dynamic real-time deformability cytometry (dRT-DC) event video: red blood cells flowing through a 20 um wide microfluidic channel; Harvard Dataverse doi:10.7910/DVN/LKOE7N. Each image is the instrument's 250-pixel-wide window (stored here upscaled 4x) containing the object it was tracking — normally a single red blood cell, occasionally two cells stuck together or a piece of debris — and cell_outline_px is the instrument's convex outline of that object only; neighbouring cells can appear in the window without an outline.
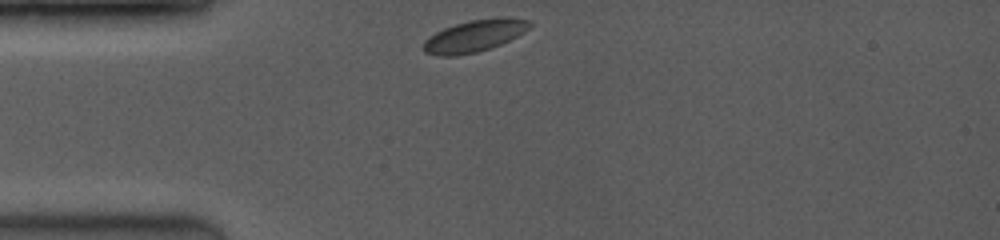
{"species": "common noctule bat (a hibernating species)", "species_latin": "Nyctalus noctula", "temperature_condition": "room temperature", "stored_images_in_passage": 40, "camera_frame_rate_fps": 3500, "um_per_image_px": 0.085, "animal": {"sex": "female", "body_mass_g": 19.0, "forearm_length_mm": 53.3}, "frame": {"image": 1, "passage_image": 1, "time_ms": 0.0, "image_size_px": [1000, 240], "cell_outline_px": [[532, 24], [524, 32], [500, 44], [476, 52], [456, 56], [440, 56], [424, 52], [420, 48], [424, 40], [428, 36], [444, 28], [456, 24], [472, 20], [500, 16], [508, 16], [532, 20]], "centroid_in_image_um": [40.31, 3.03], "position_along_channel_um": 44.7, "area_um2": 19.94}}
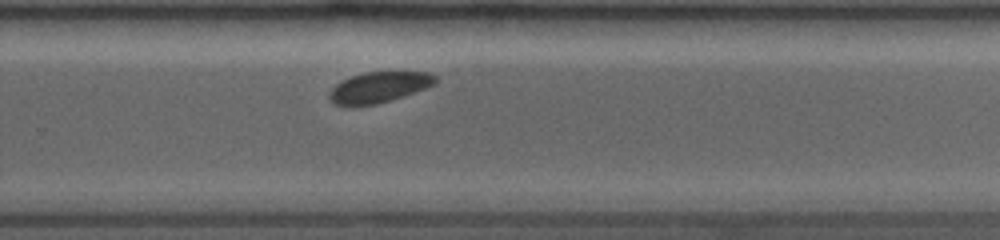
{"frame": {"image": 2, "passage_image": 28, "time_ms": 6.857, "image_size_px": [1000, 240], "cell_outline_px": [[436, 84], [428, 88], [404, 96], [376, 104], [356, 108], [344, 108], [328, 100], [328, 92], [336, 84], [352, 76], [364, 72], [428, 72], [436, 76]], "centroid_in_image_um": [32.17, 7.46], "position_along_channel_um": 297.6, "area_um2": 19.54}}
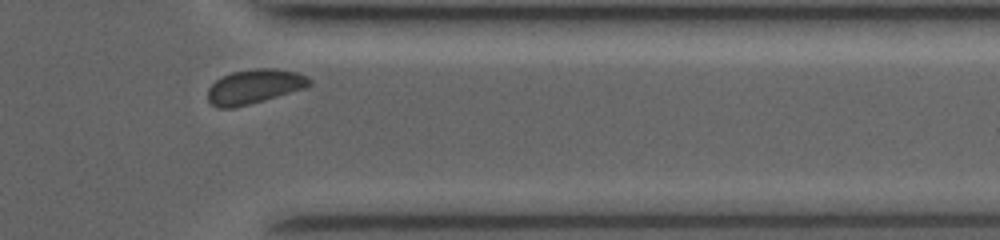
{"frame": {"image": 3, "passage_image": 37, "time_ms": 9.143, "image_size_px": [1000, 240], "cell_outline_px": [[312, 84], [304, 88], [264, 100], [232, 108], [216, 108], [208, 100], [208, 88], [220, 76], [232, 72], [256, 68], [276, 68], [296, 72], [308, 76], [312, 80]], "centroid_in_image_um": [21.62, 7.34], "position_along_channel_um": 389.8, "area_um2": 20.4}}